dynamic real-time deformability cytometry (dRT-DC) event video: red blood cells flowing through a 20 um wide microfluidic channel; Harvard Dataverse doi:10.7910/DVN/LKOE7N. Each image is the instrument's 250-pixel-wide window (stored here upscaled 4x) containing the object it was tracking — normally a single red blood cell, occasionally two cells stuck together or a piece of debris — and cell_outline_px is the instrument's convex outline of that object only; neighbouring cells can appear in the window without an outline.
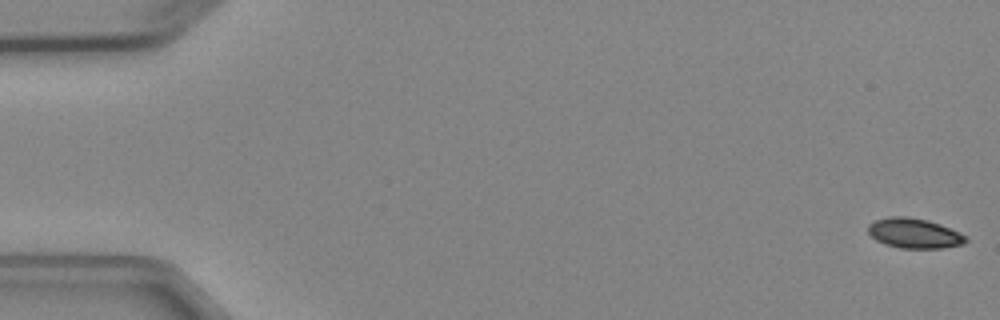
{"species": "Egyptian fruit bat (a non-hibernating species)", "species_latin": "Rousettus aegyptiacus", "temperature_condition": "cold", "stored_images_in_passage": 4, "camera_frame_rate_fps": 3000, "um_per_image_px": 0.085, "animal": {"sex": "female"}, "frame": {"image": 1, "passage_image": 1, "time_ms": 0.0, "image_size_px": [1000, 320], "cell_outline_px": [[968, 240], [964, 244], [940, 248], [900, 248], [884, 244], [876, 240], [868, 232], [868, 224], [876, 220], [888, 216], [908, 216], [928, 220], [940, 224], [960, 232], [968, 236]], "centroid_in_image_um": [77.73, 19.82], "position_along_channel_um": 7.3, "area_um2": 17.22}}
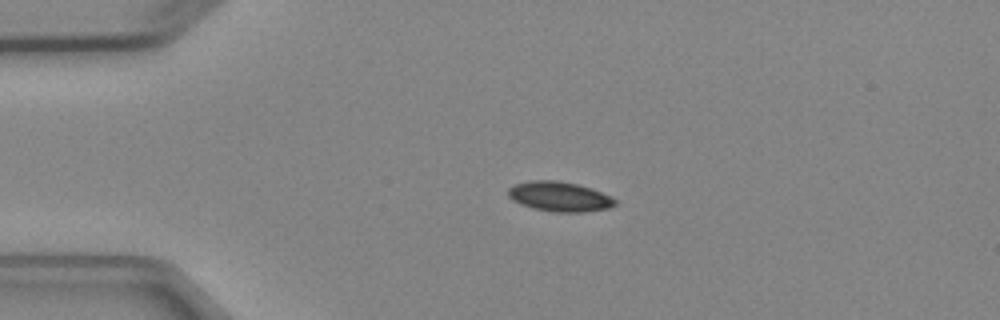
{"frame": {"image": 2, "passage_image": 4, "time_ms": 3.667, "image_size_px": [1000, 320], "cell_outline_px": [[616, 204], [608, 208], [584, 212], [556, 212], [532, 208], [520, 204], [512, 200], [508, 196], [508, 188], [516, 184], [528, 180], [560, 180], [576, 184], [600, 192], [616, 200]], "centroid_in_image_um": [47.5, 16.71], "position_along_channel_um": 37.5, "area_um2": 18.44}}